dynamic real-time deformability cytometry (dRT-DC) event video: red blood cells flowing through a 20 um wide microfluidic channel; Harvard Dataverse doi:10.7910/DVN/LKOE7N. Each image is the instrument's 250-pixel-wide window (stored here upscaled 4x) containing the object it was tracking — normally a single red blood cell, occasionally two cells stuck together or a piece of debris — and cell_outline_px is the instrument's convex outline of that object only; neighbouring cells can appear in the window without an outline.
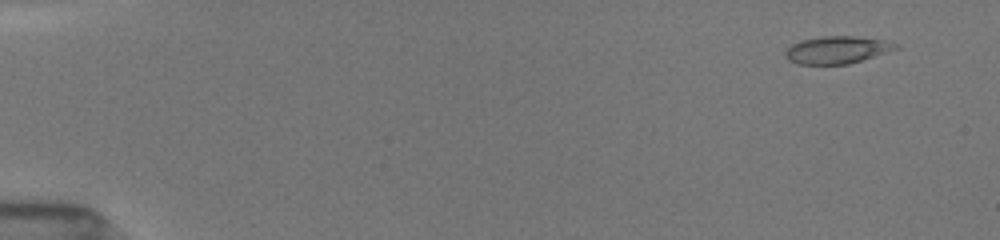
{"species": "common noctule bat (a hibernating species)", "species_latin": "Nyctalus noctula", "temperature_condition": "room temperature", "stored_images_in_passage": 53, "camera_frame_rate_fps": 3000, "um_per_image_px": 0.085, "animal": {"sex": "female", "body_mass_g": 19.5, "forearm_length_mm": 54.1}, "frame": {"image": 1, "passage_image": 6, "time_ms": 1.0, "image_size_px": [1000, 240], "cell_outline_px": [[900, 48], [848, 64], [800, 64], [788, 60], [784, 52], [792, 44], [800, 40], [824, 36], [852, 36], [884, 40], [900, 44]], "centroid_in_image_um": [71.16, 4.23], "position_along_channel_um": 13.8, "area_um2": 17.51}}
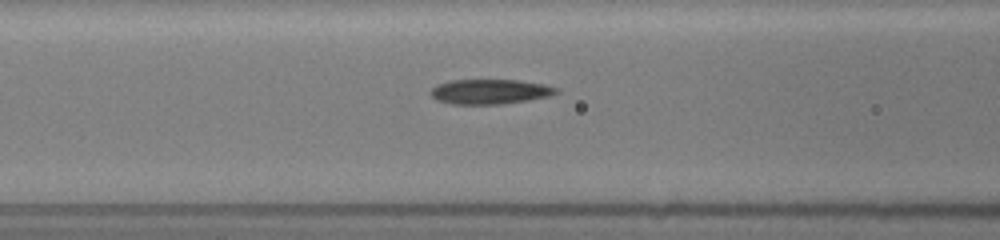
{"frame": {"image": 2, "passage_image": 25, "time_ms": 7.333, "image_size_px": [1000, 240], "cell_outline_px": [[556, 92], [548, 96], [528, 100], [500, 104], [452, 104], [436, 100], [428, 92], [436, 84], [452, 80], [520, 80], [544, 84], [556, 88]], "centroid_in_image_um": [41.57, 7.78], "position_along_channel_um": 125.0, "area_um2": 18.09}}
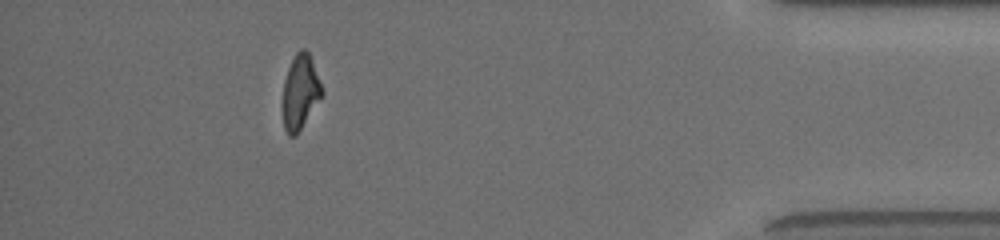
{"frame": {"image": 3, "passage_image": 47, "time_ms": 15.667, "image_size_px": [1000, 240], "cell_outline_px": [[324, 96], [296, 136], [288, 136], [284, 128], [280, 108], [280, 104], [284, 80], [288, 68], [296, 52], [300, 48], [304, 48], [308, 52], [324, 92]], "centroid_in_image_um": [25.49, 7.89], "position_along_channel_um": 409.7, "area_um2": 17.69}, "authors_computed_cell_mechanics": {"area_um2": 17.8024, "velocity_mm_per_s": 3.949, "shape_relaxation_time_tau1_ms": 3.1253, "shape_relaxation_time_tau2_ms": 3.8992, "deformation_change_tau1": 0.1571, "deformation_change_tau2": 0.1252}}